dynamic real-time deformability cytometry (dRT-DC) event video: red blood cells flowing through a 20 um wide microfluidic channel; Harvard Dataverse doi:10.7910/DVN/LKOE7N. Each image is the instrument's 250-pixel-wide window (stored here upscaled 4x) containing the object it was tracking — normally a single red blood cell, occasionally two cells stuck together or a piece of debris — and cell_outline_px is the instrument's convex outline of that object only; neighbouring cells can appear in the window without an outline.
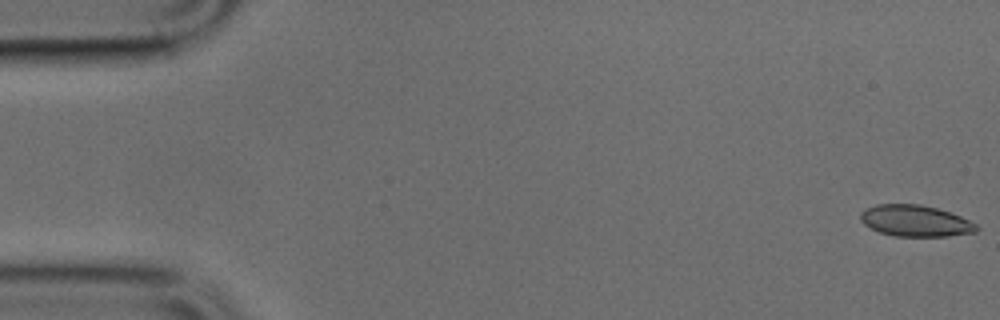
{"species": "common noctule bat (a hibernating species)", "species_latin": "Nyctalus noctula", "temperature_condition": "cold", "stored_images_in_passage": 10, "camera_frame_rate_fps": 3000, "um_per_image_px": 0.085, "animal": {"sex": "male", "body_mass_g": 17.9, "forearm_length_mm": 54.2}, "frame": {"image": 1, "passage_image": 1, "time_ms": 0.0, "image_size_px": [1000, 320], "cell_outline_px": [[980, 228], [976, 232], [948, 236], [892, 236], [880, 232], [864, 224], [860, 220], [860, 212], [864, 208], [876, 204], [920, 204], [936, 208], [960, 216], [976, 224]], "centroid_in_image_um": [77.78, 18.77], "position_along_channel_um": 7.2, "area_um2": 21.21}}